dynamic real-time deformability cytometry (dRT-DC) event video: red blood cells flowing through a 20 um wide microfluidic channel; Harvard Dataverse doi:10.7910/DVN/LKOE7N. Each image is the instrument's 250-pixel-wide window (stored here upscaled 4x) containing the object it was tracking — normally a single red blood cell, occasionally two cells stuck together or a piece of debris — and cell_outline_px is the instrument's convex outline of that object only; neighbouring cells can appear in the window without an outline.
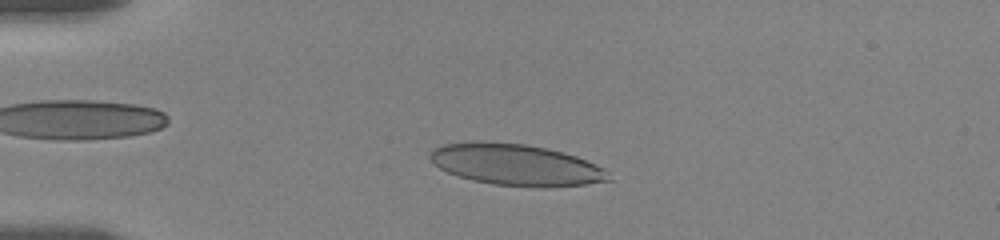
{"species": "human", "species_latin": "Homo sapiens", "temperature_condition": "room temperature", "stored_images_in_passage": 50, "camera_frame_rate_fps": 3000, "um_per_image_px": 0.085, "donor": {"sex": "female"}, "frame": {"image": 1, "passage_image": 13, "time_ms": 4.0, "image_size_px": [1000, 240], "cell_outline_px": [[612, 180], [584, 184], [540, 188], [492, 184], [472, 180], [448, 172], [440, 168], [428, 156], [436, 148], [444, 144], [528, 144], [576, 156], [604, 168]], "centroid_in_image_um": [43.93, 14.06], "position_along_channel_um": 41.1, "area_um2": 41.67}}
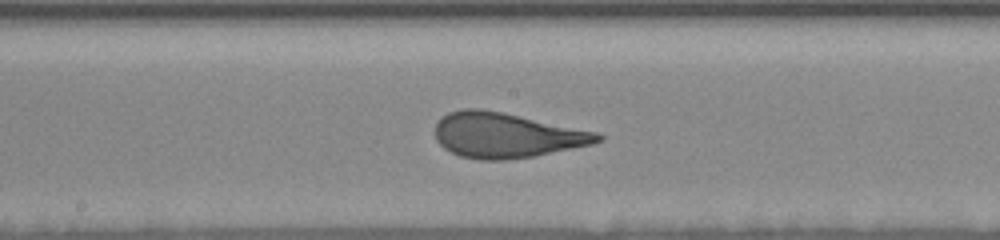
{"frame": {"image": 2, "passage_image": 30, "time_ms": 9.667, "image_size_px": [1000, 240], "cell_outline_px": [[604, 140], [592, 144], [532, 156], [500, 160], [480, 160], [460, 156], [444, 148], [436, 140], [436, 124], [448, 112], [464, 108], [480, 108], [504, 112], [596, 132], [604, 136]], "centroid_in_image_um": [43.02, 11.48], "position_along_channel_um": 205.2, "area_um2": 42.37}}
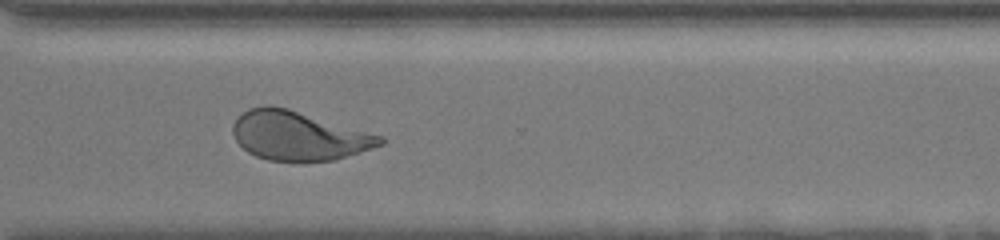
{"frame": {"image": 3, "passage_image": 42, "time_ms": 13.667, "image_size_px": [1000, 240], "cell_outline_px": [[384, 144], [336, 160], [268, 160], [256, 156], [248, 152], [236, 140], [232, 132], [232, 124], [248, 108], [268, 104], [288, 108], [384, 136]], "centroid_in_image_um": [25.39, 11.52], "position_along_channel_um": 345.2, "area_um2": 41.85}, "authors_computed_cell_mechanics": {"area_um2": 42.2518, "velocity_mm_per_s": 3.5132, "shape_relaxation_time_tau1_ms": 3.7135, "shape_relaxation_time_tau2_ms": null, "deformation_change_tau1": 0.1874, "deformation_change_tau2": null}}